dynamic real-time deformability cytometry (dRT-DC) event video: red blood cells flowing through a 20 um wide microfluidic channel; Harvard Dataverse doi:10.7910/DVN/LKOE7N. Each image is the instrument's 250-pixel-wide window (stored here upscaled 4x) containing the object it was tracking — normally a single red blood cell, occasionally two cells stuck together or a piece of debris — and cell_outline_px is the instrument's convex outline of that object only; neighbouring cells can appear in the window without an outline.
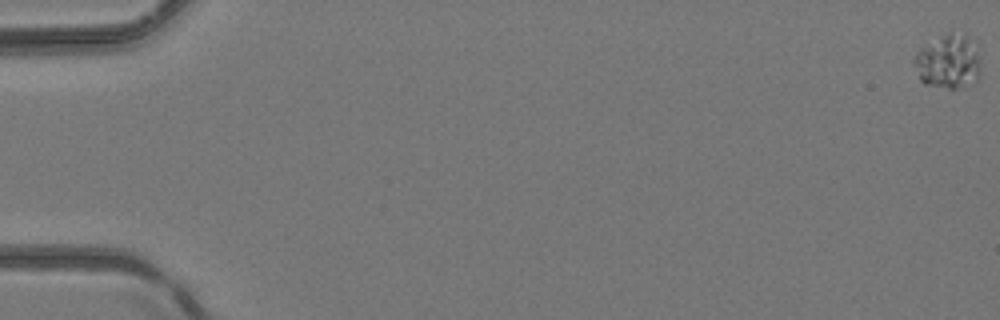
{"species": "common noctule bat (a hibernating species)", "species_latin": "Nyctalus noctula", "temperature_condition": "room temperature", "stored_images_in_passage": 5, "camera_frame_rate_fps": 3000, "um_per_image_px": 0.085, "animal": {"sex": "female", "body_mass_g": 24.6, "forearm_length_mm": 56.2}, "frame": {"image": 1, "passage_image": 1, "time_ms": 0.0, "image_size_px": [1000, 320], "cell_outline_px": [[980, 72], [976, 80], [972, 84], [956, 88], [948, 88], [924, 84], [920, 80], [912, 64], [912, 60], [916, 52], [920, 48], [940, 36], [948, 32], [964, 32], [968, 36], [980, 56]], "centroid_in_image_um": [80.58, 5.23], "position_along_channel_um": 4.4, "area_um2": 21.27}}
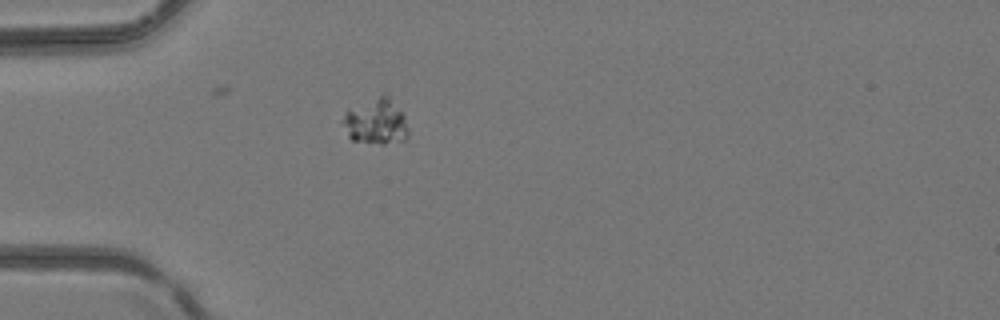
{"frame": {"image": 2, "passage_image": 5, "time_ms": 1.333, "image_size_px": [1000, 320], "cell_outline_px": [[408, 136], [404, 140], [384, 144], [380, 144], [352, 140], [348, 136], [344, 120], [344, 112], [384, 92], [388, 92], [404, 116], [408, 128]], "centroid_in_image_um": [32.01, 10.31], "position_along_channel_um": 53.0, "area_um2": 17.4}}